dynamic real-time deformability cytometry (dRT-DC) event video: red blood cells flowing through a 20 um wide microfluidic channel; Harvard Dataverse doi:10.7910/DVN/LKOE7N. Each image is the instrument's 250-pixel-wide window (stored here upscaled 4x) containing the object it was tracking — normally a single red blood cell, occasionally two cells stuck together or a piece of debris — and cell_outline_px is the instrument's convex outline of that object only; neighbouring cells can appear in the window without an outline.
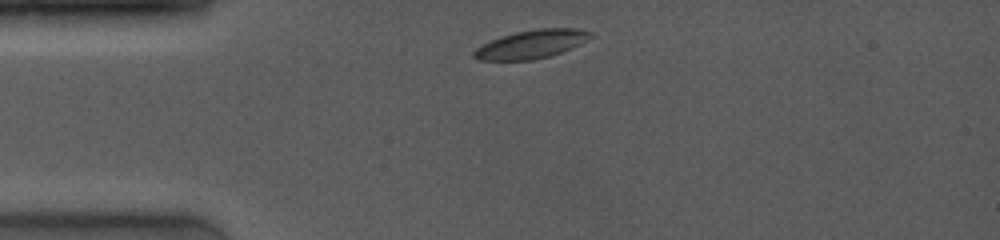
{"species": "common noctule bat (a hibernating species)", "species_latin": "Nyctalus noctula", "temperature_condition": "room temperature", "stored_images_in_passage": 4, "camera_frame_rate_fps": 4000, "um_per_image_px": 0.085, "animal": {"sex": "female", "body_mass_g": 19.0, "forearm_length_mm": 53.3}, "frame": {"image": 1, "passage_image": 1, "time_ms": 0.0, "image_size_px": [1000, 240], "cell_outline_px": [[596, 36], [572, 48], [548, 56], [532, 60], [476, 60], [472, 56], [472, 52], [476, 48], [500, 36], [516, 32], [536, 28], [576, 28], [592, 32]], "centroid_in_image_um": [45.2, 3.75], "position_along_channel_um": 39.8, "area_um2": 19.42}}
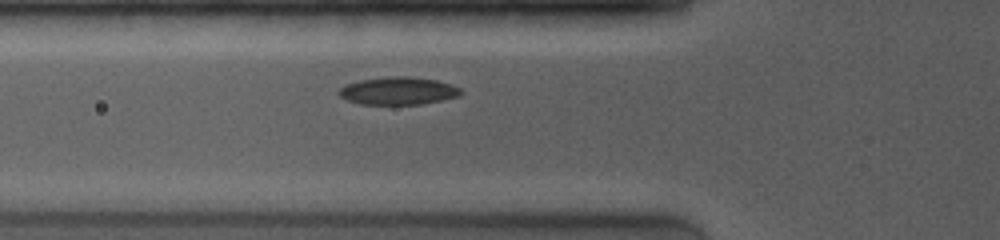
{"frame": {"image": 2, "passage_image": 4, "time_ms": 2.0, "image_size_px": [1000, 240], "cell_outline_px": [[464, 92], [460, 96], [420, 104], [360, 104], [348, 100], [340, 96], [336, 92], [344, 84], [360, 80], [392, 76], [408, 76], [436, 80], [460, 88]], "centroid_in_image_um": [33.82, 7.72], "position_along_channel_um": 92.0, "area_um2": 19.59}}